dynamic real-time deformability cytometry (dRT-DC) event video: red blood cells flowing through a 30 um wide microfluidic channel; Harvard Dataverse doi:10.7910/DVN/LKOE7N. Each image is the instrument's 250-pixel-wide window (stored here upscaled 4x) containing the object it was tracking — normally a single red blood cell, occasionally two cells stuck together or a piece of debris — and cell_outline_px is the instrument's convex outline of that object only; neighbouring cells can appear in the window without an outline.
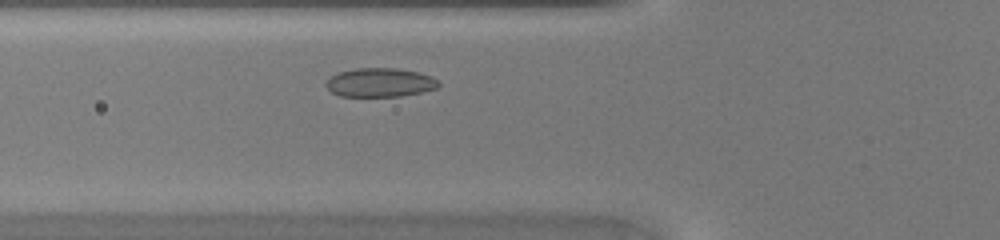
{"species": "common noctule bat (a hibernating species)", "species_latin": "Nyctalus noctula", "temperature_condition": "warm", "stored_images_in_passage": 27, "camera_frame_rate_fps": 3000, "um_per_image_px": 0.085, "animal": {"sex": "female", "body_mass_g": 20.0, "forearm_length_mm": 54.0}, "frame": {"image": 1, "passage_image": 5, "time_ms": 1.333, "image_size_px": [1000, 240], "cell_outline_px": [[440, 84], [436, 88], [420, 92], [400, 96], [340, 96], [332, 92], [324, 84], [332, 76], [340, 72], [356, 68], [396, 68], [416, 72], [432, 76]], "centroid_in_image_um": [32.29, 7.01], "position_along_channel_um": 93.5, "area_um2": 18.67}}
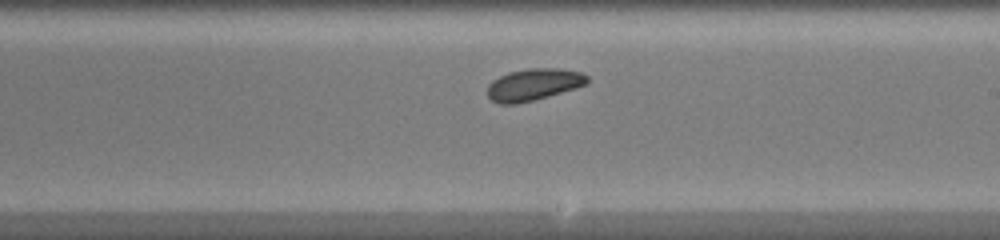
{"frame": {"image": 2, "passage_image": 15, "time_ms": 4.667, "image_size_px": [1000, 240], "cell_outline_px": [[588, 84], [576, 88], [548, 96], [516, 104], [500, 104], [492, 100], [488, 96], [488, 84], [492, 80], [508, 72], [528, 68], [560, 68], [580, 72], [588, 76]], "centroid_in_image_um": [45.36, 7.18], "position_along_channel_um": 243.6, "area_um2": 18.55}}
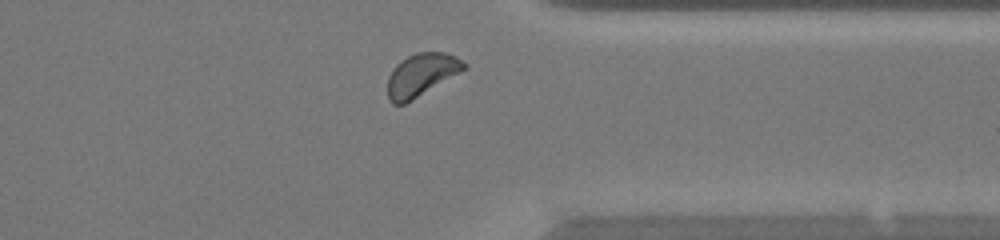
{"frame": {"image": 3, "passage_image": 24, "time_ms": 7.667, "image_size_px": [1000, 240], "cell_outline_px": [[468, 68], [412, 100], [404, 104], [392, 104], [388, 100], [388, 76], [396, 64], [400, 60], [416, 52], [444, 52], [456, 56], [468, 64]], "centroid_in_image_um": [35.83, 6.35], "position_along_channel_um": 375.6, "area_um2": 19.13}}